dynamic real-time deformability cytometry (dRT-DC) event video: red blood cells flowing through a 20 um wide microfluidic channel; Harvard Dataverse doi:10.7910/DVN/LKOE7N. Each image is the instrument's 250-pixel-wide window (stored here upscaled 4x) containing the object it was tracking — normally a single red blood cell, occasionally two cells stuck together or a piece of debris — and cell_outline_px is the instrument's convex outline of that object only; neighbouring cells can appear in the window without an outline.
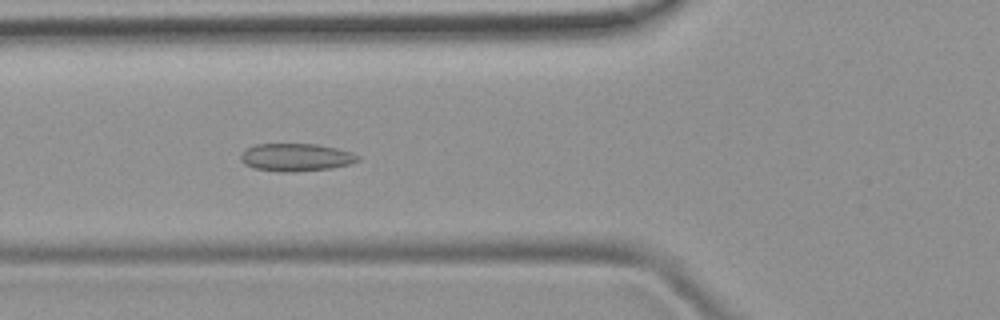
{"species": "common noctule bat (a hibernating species)", "species_latin": "Nyctalus noctula", "temperature_condition": "room temperature", "stored_images_in_passage": 50, "camera_frame_rate_fps": 3000, "um_per_image_px": 0.085, "animal": {"sex": "female", "body_mass_g": 19.9}, "frame": {"image": 1, "passage_image": 18, "time_ms": 5.667, "image_size_px": [1000, 320], "cell_outline_px": [[360, 160], [348, 164], [332, 168], [296, 172], [280, 172], [252, 168], [244, 164], [240, 160], [240, 156], [248, 148], [256, 144], [316, 144], [336, 148], [352, 152], [360, 156]], "centroid_in_image_um": [25.16, 13.38], "position_along_channel_um": 100.6, "area_um2": 19.02}}
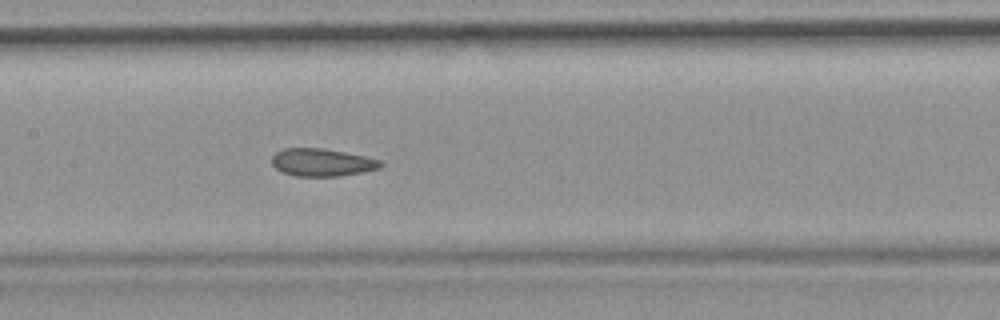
{"frame": {"image": 2, "passage_image": 24, "time_ms": 7.667, "image_size_px": [1000, 320], "cell_outline_px": [[384, 164], [380, 168], [340, 176], [296, 176], [280, 172], [272, 164], [272, 156], [276, 152], [284, 148], [324, 148], [364, 156], [380, 160]], "centroid_in_image_um": [27.34, 13.8], "position_along_channel_um": 180.1, "area_um2": 17.51}}
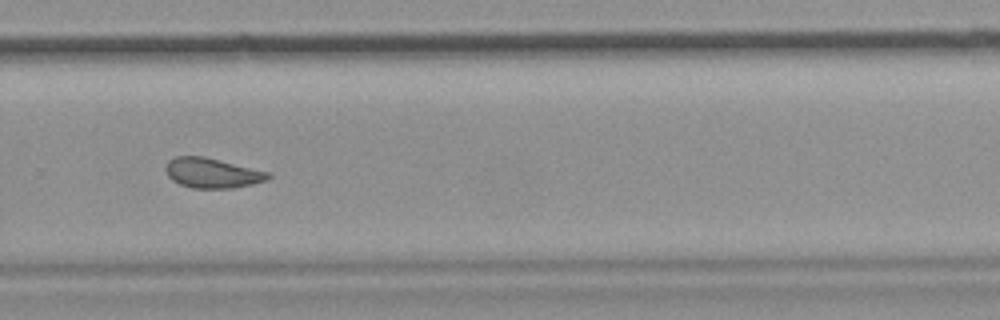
{"frame": {"image": 3, "passage_image": 34, "time_ms": 11.0, "image_size_px": [1000, 320], "cell_outline_px": [[272, 176], [268, 180], [252, 184], [232, 188], [192, 188], [180, 184], [172, 180], [168, 176], [164, 168], [168, 160], [176, 156], [204, 156], [272, 172]], "centroid_in_image_um": [18.06, 14.7], "position_along_channel_um": 311.7, "area_um2": 18.15}, "authors_computed_cell_mechanics": {"area_um2": 18.9006, "velocity_mm_per_s": 3.9604, "shape_relaxation_time_tau1_ms": null, "shape_relaxation_time_tau2_ms": 1.5819, "deformation_change_tau1": null, "deformation_change_tau2": 0.0629}}